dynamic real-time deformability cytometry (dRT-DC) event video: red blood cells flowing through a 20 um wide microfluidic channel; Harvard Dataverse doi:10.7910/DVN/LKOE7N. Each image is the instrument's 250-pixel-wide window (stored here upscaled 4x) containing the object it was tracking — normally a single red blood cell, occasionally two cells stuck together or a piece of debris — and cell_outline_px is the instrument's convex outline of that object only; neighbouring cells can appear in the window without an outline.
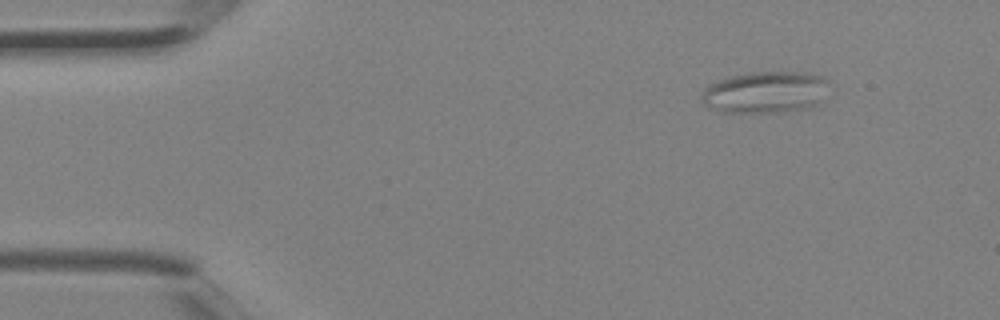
{"species": "Egyptian fruit bat (a non-hibernating species)", "species_latin": "Rousettus aegyptiacus", "temperature_condition": "room temperature", "stored_images_in_passage": 3, "camera_frame_rate_fps": 3000, "um_per_image_px": 0.085, "animal": {"sex": "female"}, "frame": {"image": 1, "passage_image": 1, "time_ms": 0.0, "image_size_px": [1000, 320], "cell_outline_px": [[828, 80], [820, 100], [816, 104], [808, 108], [784, 112], [724, 112], [708, 108], [700, 100], [700, 96], [704, 88], [708, 84], [716, 80], [728, 76], [748, 72], [808, 72], [824, 76]], "centroid_in_image_um": [64.98, 7.83], "position_along_channel_um": 20.0, "area_um2": 31.27}}